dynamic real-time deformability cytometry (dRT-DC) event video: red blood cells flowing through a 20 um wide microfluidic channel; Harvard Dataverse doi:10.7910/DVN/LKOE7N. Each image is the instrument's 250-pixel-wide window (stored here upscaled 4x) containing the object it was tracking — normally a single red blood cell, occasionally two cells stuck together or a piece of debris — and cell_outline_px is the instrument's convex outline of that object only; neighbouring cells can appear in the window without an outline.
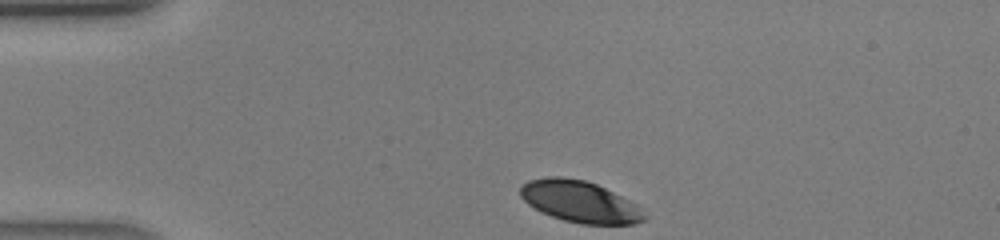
{"species": "human", "species_latin": "Homo sapiens", "temperature_condition": "warm", "stored_images_in_passage": 27, "camera_frame_rate_fps": 3000, "um_per_image_px": 0.085, "donor": {"sex": "male"}, "frame": {"image": 1, "passage_image": 1, "time_ms": 0.0, "image_size_px": [1000, 240], "cell_outline_px": [[648, 216], [644, 220], [632, 224], [580, 224], [564, 220], [552, 216], [528, 204], [520, 196], [520, 188], [528, 180], [548, 176], [560, 176], [584, 180], [596, 184], [636, 204]], "centroid_in_image_um": [49.28, 17.14], "position_along_channel_um": 35.7, "area_um2": 29.71}}
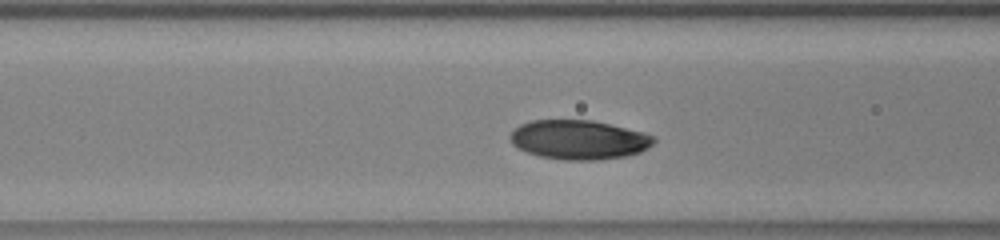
{"frame": {"image": 2, "passage_image": 9, "time_ms": 2.667, "image_size_px": [1000, 240], "cell_outline_px": [[656, 140], [648, 148], [640, 152], [624, 156], [596, 160], [564, 160], [540, 156], [528, 152], [512, 144], [512, 132], [520, 124], [532, 120], [592, 120], [644, 132], [656, 136]], "centroid_in_image_um": [49.25, 11.87], "position_along_channel_um": 117.4, "area_um2": 32.66}}
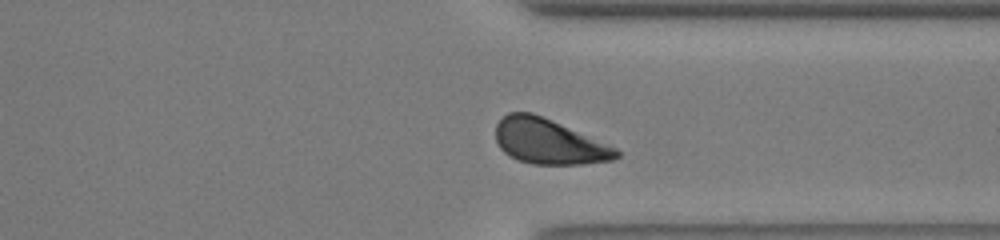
{"frame": {"image": 3, "passage_image": 24, "time_ms": 7.667, "image_size_px": [1000, 240], "cell_outline_px": [[620, 156], [612, 160], [584, 164], [532, 164], [516, 160], [504, 152], [500, 148], [496, 140], [496, 124], [508, 112], [532, 112], [552, 120], [616, 148], [620, 152]], "centroid_in_image_um": [46.62, 12.04], "position_along_channel_um": 364.8, "area_um2": 31.56}}